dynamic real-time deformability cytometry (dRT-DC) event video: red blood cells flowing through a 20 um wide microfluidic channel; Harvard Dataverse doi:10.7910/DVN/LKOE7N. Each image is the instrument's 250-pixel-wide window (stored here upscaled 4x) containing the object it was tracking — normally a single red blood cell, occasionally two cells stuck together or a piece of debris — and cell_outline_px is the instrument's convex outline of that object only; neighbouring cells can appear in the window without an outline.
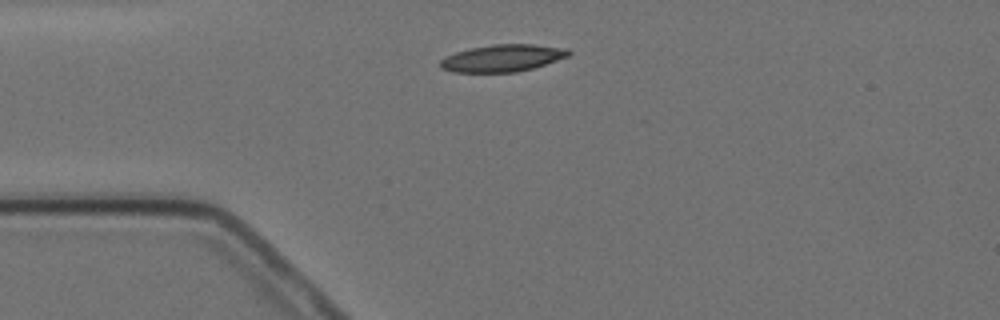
{"species": "Egyptian fruit bat (a non-hibernating species)", "species_latin": "Rousettus aegyptiacus", "temperature_condition": "cold", "stored_images_in_passage": 2, "camera_frame_rate_fps": 3000, "um_per_image_px": 0.085, "animal": {"sex": "female"}, "frame": {"image": 1, "passage_image": 2, "time_ms": 2.0, "image_size_px": [1000, 320], "cell_outline_px": [[572, 52], [568, 56], [532, 68], [516, 72], [452, 72], [440, 68], [440, 60], [456, 52], [472, 48], [492, 44], [532, 44], [568, 48]], "centroid_in_image_um": [42.72, 4.93], "position_along_channel_um": 42.3, "area_um2": 20.11}}